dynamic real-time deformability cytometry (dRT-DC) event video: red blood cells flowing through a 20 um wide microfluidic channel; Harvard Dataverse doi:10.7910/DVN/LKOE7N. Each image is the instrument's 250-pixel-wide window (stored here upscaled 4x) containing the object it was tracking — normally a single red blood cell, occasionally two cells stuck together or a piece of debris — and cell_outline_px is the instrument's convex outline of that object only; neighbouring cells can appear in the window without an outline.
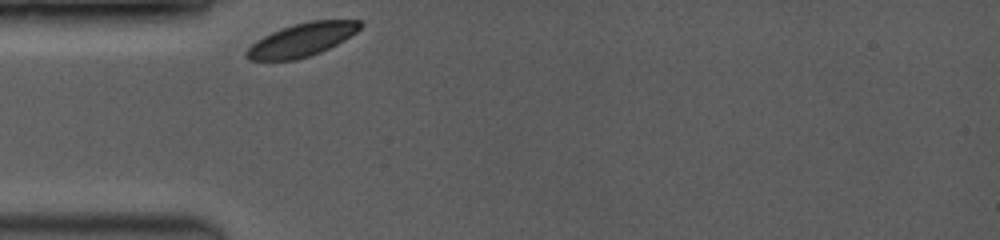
{"species": "common noctule bat (a hibernating species)", "species_latin": "Nyctalus noctula", "temperature_condition": "room temperature", "stored_images_in_passage": 28, "camera_frame_rate_fps": 3500, "um_per_image_px": 0.085, "animal": {"sex": "female", "body_mass_g": 19.0, "forearm_length_mm": 53.3}, "frame": {"image": 1, "passage_image": 1, "time_ms": 0.0, "image_size_px": [1000, 240], "cell_outline_px": [[364, 24], [356, 32], [344, 40], [320, 52], [296, 60], [248, 60], [244, 56], [244, 52], [256, 40], [280, 28], [292, 24], [308, 20], [360, 20]], "centroid_in_image_um": [25.64, 3.37], "position_along_channel_um": 59.4, "area_um2": 22.08}}
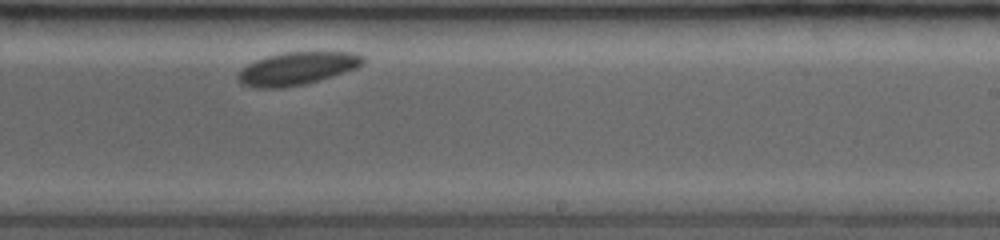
{"frame": {"image": 2, "passage_image": 16, "time_ms": 5.714, "image_size_px": [1000, 240], "cell_outline_px": [[364, 64], [356, 68], [332, 76], [304, 84], [280, 88], [256, 88], [240, 84], [236, 76], [248, 64], [256, 60], [268, 56], [284, 52], [356, 52], [364, 56]], "centroid_in_image_um": [25.26, 5.82], "position_along_channel_um": 263.7, "area_um2": 23.81}}
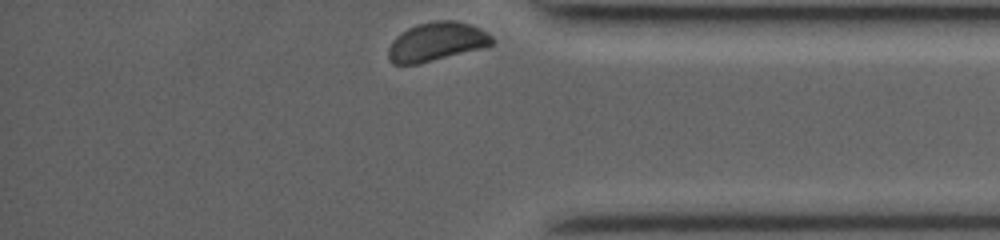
{"frame": {"image": 3, "passage_image": 28, "time_ms": 9.429, "image_size_px": [1000, 240], "cell_outline_px": [[496, 40], [492, 44], [480, 48], [420, 64], [392, 64], [388, 60], [388, 48], [392, 40], [396, 36], [408, 28], [416, 24], [432, 20], [456, 20], [472, 24], [488, 32]], "centroid_in_image_um": [37.1, 3.53], "position_along_channel_um": 398.1, "area_um2": 23.7}}